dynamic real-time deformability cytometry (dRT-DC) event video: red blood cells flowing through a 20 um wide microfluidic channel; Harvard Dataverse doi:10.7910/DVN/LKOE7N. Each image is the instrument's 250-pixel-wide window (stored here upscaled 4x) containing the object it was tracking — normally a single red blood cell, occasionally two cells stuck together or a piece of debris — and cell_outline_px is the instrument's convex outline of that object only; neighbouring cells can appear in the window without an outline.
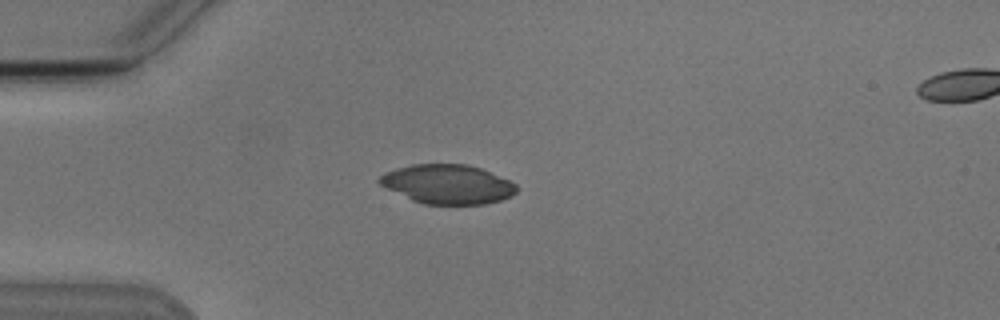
{"species": "Egyptian fruit bat (a non-hibernating species)", "species_latin": "Rousettus aegyptiacus", "temperature_condition": "cold", "stored_images_in_passage": 5, "camera_frame_rate_fps": 3000, "um_per_image_px": 0.085, "animal": {"sex": "male"}, "frame": {"image": 1, "passage_image": 1, "time_ms": 0.0, "image_size_px": [1000, 320], "cell_outline_px": [[516, 192], [512, 196], [500, 200], [484, 204], [424, 204], [412, 200], [380, 184], [376, 180], [384, 172], [396, 168], [412, 164], [468, 164], [480, 168], [508, 180], [516, 184]], "centroid_in_image_um": [38.03, 15.65], "position_along_channel_um": 47.0, "area_um2": 31.15}}
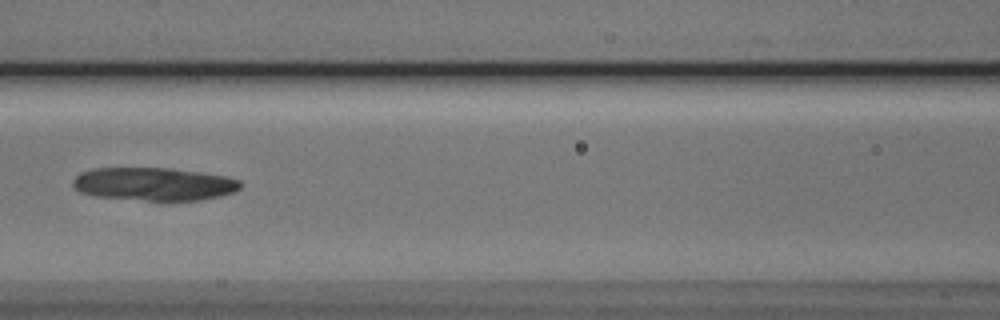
{"frame": {"image": 2, "passage_image": 4, "time_ms": 3.333, "image_size_px": [1000, 320], "cell_outline_px": [[244, 184], [240, 188], [232, 192], [220, 196], [200, 200], [172, 204], [164, 204], [96, 196], [80, 192], [72, 184], [72, 180], [80, 172], [92, 168], [172, 168], [200, 172], [224, 176], [240, 180]], "centroid_in_image_um": [13.1, 15.69], "position_along_channel_um": 153.5, "area_um2": 33.58}}
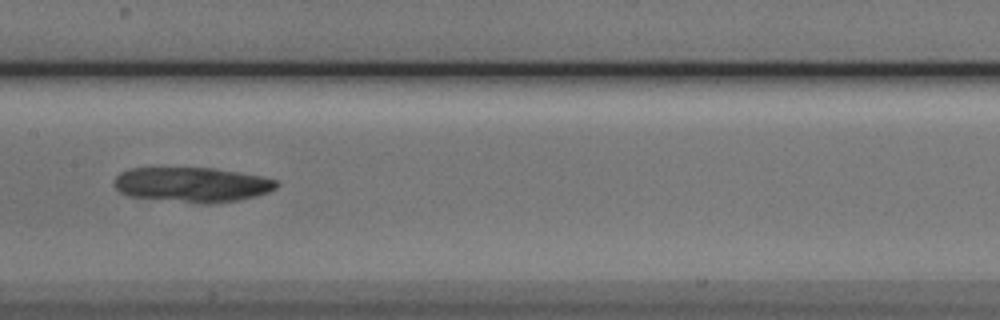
{"frame": {"image": 3, "passage_image": 5, "time_ms": 4.333, "image_size_px": [1000, 320], "cell_outline_px": [[280, 184], [276, 188], [268, 192], [256, 196], [236, 200], [212, 204], [200, 204], [128, 196], [120, 192], [112, 184], [116, 176], [120, 172], [128, 168], [216, 168], [260, 176], [276, 180]], "centroid_in_image_um": [16.3, 15.7], "position_along_channel_um": 191.1, "area_um2": 33.23}}